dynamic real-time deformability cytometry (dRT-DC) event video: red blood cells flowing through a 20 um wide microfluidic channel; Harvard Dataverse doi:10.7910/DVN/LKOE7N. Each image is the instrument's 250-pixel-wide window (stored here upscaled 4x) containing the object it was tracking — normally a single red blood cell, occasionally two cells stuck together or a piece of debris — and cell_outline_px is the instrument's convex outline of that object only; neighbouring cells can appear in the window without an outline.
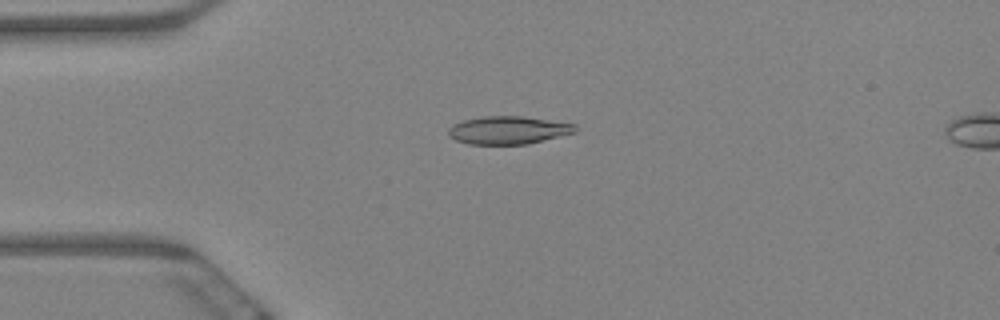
{"species": "Egyptian fruit bat (a non-hibernating species)", "species_latin": "Rousettus aegyptiacus", "temperature_condition": "warm", "stored_images_in_passage": 64, "camera_frame_rate_fps": 3000, "um_per_image_px": 0.085, "animal": {"sex": "female"}, "frame": {"image": 1, "passage_image": 16, "time_ms": 5.0, "image_size_px": [1000, 320], "cell_outline_px": [[576, 132], [528, 144], [468, 144], [456, 140], [448, 136], [448, 128], [452, 124], [464, 120], [480, 116], [524, 116], [576, 124]], "centroid_in_image_um": [43.18, 11.06], "position_along_channel_um": 41.8, "area_um2": 20.75}}
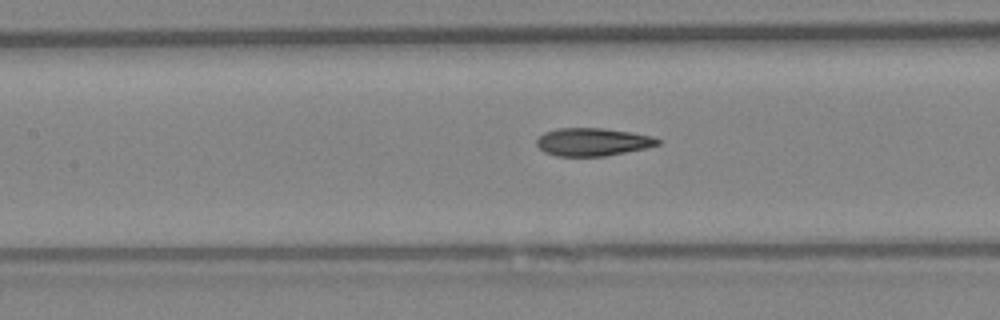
{"frame": {"image": 2, "passage_image": 29, "time_ms": 9.333, "image_size_px": [1000, 320], "cell_outline_px": [[660, 144], [644, 148], [604, 156], [556, 156], [544, 152], [536, 144], [536, 140], [544, 132], [556, 128], [604, 128], [632, 132], [652, 136], [660, 140]], "centroid_in_image_um": [50.35, 12.05], "position_along_channel_um": 157.1, "area_um2": 19.65}}
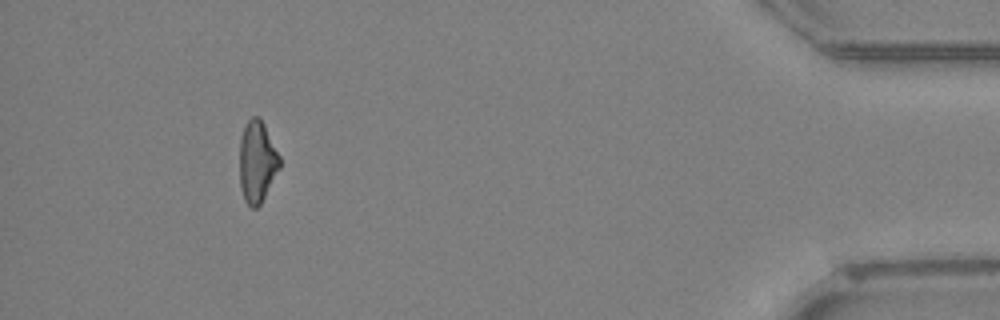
{"frame": {"image": 3, "passage_image": 59, "time_ms": 19.333, "image_size_px": [1000, 320], "cell_outline_px": [[280, 168], [260, 204], [256, 208], [252, 208], [244, 200], [240, 188], [240, 140], [244, 128], [248, 120], [252, 116], [256, 116], [264, 124], [280, 156]], "centroid_in_image_um": [21.85, 13.77], "position_along_channel_um": 413.3, "area_um2": 18.9}, "authors_computed_cell_mechanics": {"area_um2": 20.0566, "velocity_mm_per_s": 3.1986, "shape_relaxation_time_tau1_ms": 8.7005, "shape_relaxation_time_tau2_ms": 2.8513, "deformation_change_tau1": 0.2013, "deformation_change_tau2": 0.1014}}